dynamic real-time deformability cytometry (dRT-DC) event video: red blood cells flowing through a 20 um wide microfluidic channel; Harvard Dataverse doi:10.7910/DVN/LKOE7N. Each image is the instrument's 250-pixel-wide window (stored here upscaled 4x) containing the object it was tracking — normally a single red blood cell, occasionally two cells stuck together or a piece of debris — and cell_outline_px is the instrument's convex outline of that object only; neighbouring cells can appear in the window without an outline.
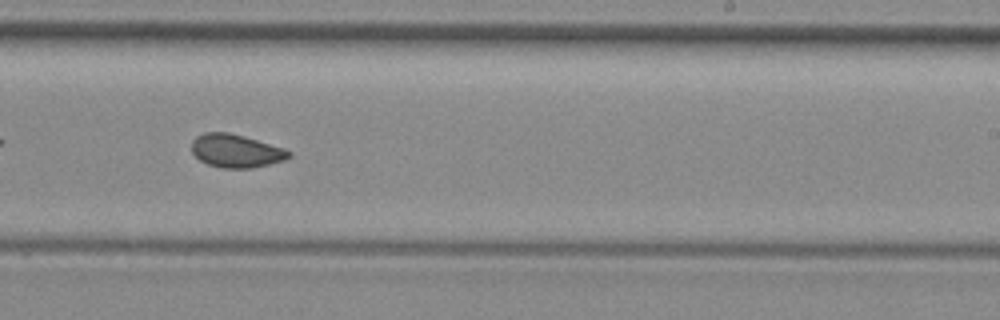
{"species": "common noctule bat (a hibernating species)", "species_latin": "Nyctalus noctula", "temperature_condition": "room temperature", "stored_images_in_passage": 51, "camera_frame_rate_fps": 3000, "um_per_image_px": 0.085, "animal": {"sex": "female", "body_mass_g": 29.2, "forearm_length_mm": 56.3}, "frame": {"image": 1, "passage_image": 30, "time_ms": 9.667, "image_size_px": [1000, 320], "cell_outline_px": [[292, 156], [284, 160], [252, 168], [220, 168], [208, 164], [200, 160], [192, 152], [192, 140], [196, 136], [204, 132], [228, 132], [244, 136], [284, 148], [292, 152]], "centroid_in_image_um": [20.06, 12.82], "position_along_channel_um": 268.9, "area_um2": 18.84}, "authors_computed_cell_mechanics": {"area_um2": 19.1318, "velocity_mm_per_s": 3.9878, "shape_relaxation_time_tau1_ms": null, "shape_relaxation_time_tau2_ms": 1.3284, "deformation_change_tau1": null, "deformation_change_tau2": 0.0499}}